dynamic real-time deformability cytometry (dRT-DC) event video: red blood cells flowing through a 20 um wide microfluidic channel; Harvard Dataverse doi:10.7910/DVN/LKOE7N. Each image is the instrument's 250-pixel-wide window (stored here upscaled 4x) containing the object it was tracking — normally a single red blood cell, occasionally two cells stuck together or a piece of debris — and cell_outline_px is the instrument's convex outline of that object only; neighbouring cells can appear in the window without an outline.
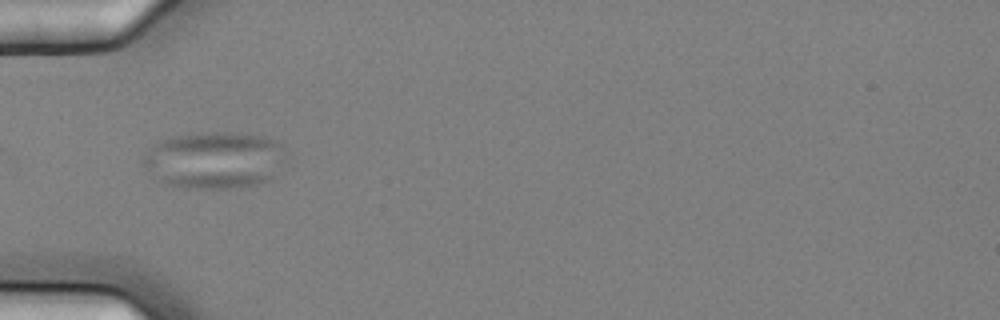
{"species": "common noctule bat (a hibernating species)", "species_latin": "Nyctalus noctula", "temperature_condition": "cold", "stored_images_in_passage": 3, "camera_frame_rate_fps": 3000, "um_per_image_px": 0.085, "animal": {"sex": "female", "body_mass_g": 25.1}, "frame": {"image": 1, "passage_image": 3, "time_ms": 0.667, "image_size_px": [1000, 320], "cell_outline_px": [[288, 160], [268, 180], [260, 184], [240, 188], [184, 188], [168, 184], [152, 176], [144, 164], [144, 156], [160, 140], [176, 136], [212, 132], [236, 132], [264, 136], [276, 140], [280, 144]], "centroid_in_image_um": [18.3, 13.61], "position_along_channel_um": 66.7, "area_um2": 47.4}}